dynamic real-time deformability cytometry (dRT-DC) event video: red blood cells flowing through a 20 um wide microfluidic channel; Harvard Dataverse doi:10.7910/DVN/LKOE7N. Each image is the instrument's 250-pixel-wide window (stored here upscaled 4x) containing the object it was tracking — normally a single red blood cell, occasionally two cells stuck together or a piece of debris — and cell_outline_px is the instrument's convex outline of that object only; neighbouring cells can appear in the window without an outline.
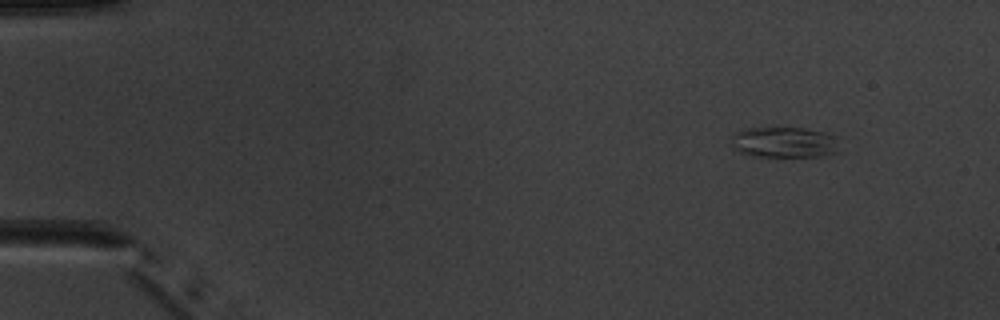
{"species": "common noctule bat (a hibernating species)", "species_latin": "Nyctalus noctula", "temperature_condition": "warm", "stored_images_in_passage": 4, "camera_frame_rate_fps": 3000, "um_per_image_px": 0.085, "animal": {"sex": "male", "body_mass_g": 20.1, "forearm_length_mm": 53.5}, "frame": {"image": 1, "passage_image": 1, "time_ms": 0.0, "image_size_px": [1000, 320], "cell_outline_px": [[844, 152], [820, 156], [752, 156], [740, 152], [732, 144], [732, 136], [736, 132], [744, 128], [804, 128], [824, 132], [836, 136]], "centroid_in_image_um": [66.77, 12.1], "position_along_channel_um": 18.2, "area_um2": 19.65}}